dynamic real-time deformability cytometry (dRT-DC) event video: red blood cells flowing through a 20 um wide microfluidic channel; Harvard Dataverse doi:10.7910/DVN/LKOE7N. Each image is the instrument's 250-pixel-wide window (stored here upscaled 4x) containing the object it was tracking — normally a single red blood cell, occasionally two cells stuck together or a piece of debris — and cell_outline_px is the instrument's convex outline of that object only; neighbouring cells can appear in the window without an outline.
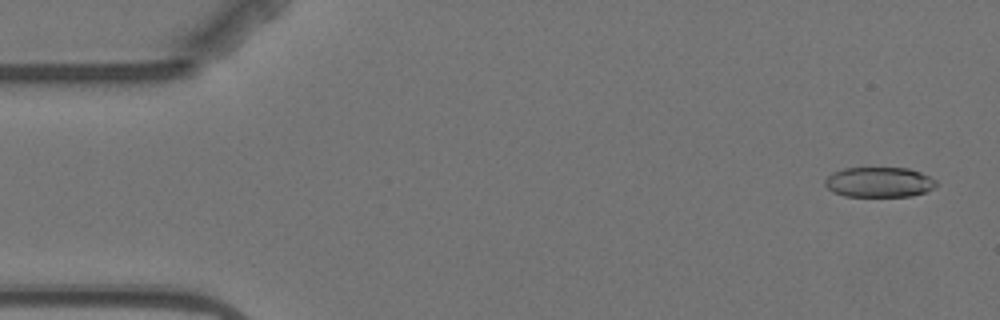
{"species": "Egyptian fruit bat (a non-hibernating species)", "species_latin": "Rousettus aegyptiacus", "temperature_condition": "warm", "stored_images_in_passage": 7, "camera_frame_rate_fps": 3000, "um_per_image_px": 0.085, "animal": {"sex": "female"}, "frame": {"image": 1, "passage_image": 1, "time_ms": 0.0, "image_size_px": [1000, 320], "cell_outline_px": [[936, 188], [912, 196], [844, 196], [832, 192], [824, 184], [824, 180], [832, 172], [844, 168], [908, 168], [920, 172], [936, 180]], "centroid_in_image_um": [74.71, 15.48], "position_along_channel_um": 10.3, "area_um2": 19.59}}
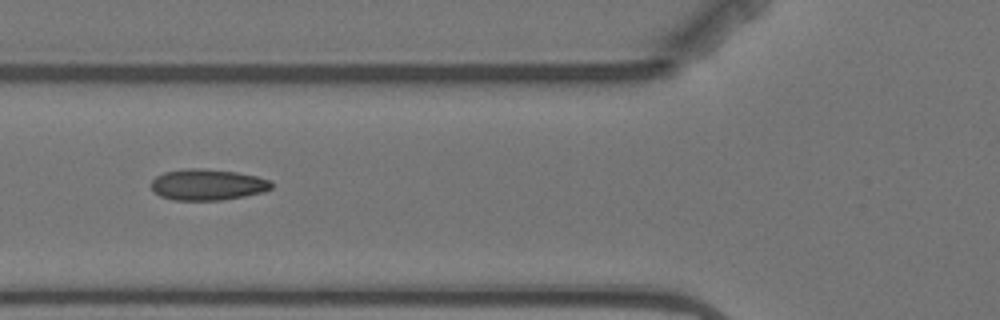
{"frame": {"image": 2, "passage_image": 6, "time_ms": 6.0, "image_size_px": [1000, 320], "cell_outline_px": [[272, 188], [264, 192], [244, 196], [220, 200], [172, 200], [160, 196], [152, 188], [152, 180], [156, 176], [164, 172], [188, 168], [200, 168], [236, 172], [256, 176], [268, 180], [272, 184]], "centroid_in_image_um": [17.63, 15.7], "position_along_channel_um": 108.2, "area_um2": 21.68}}
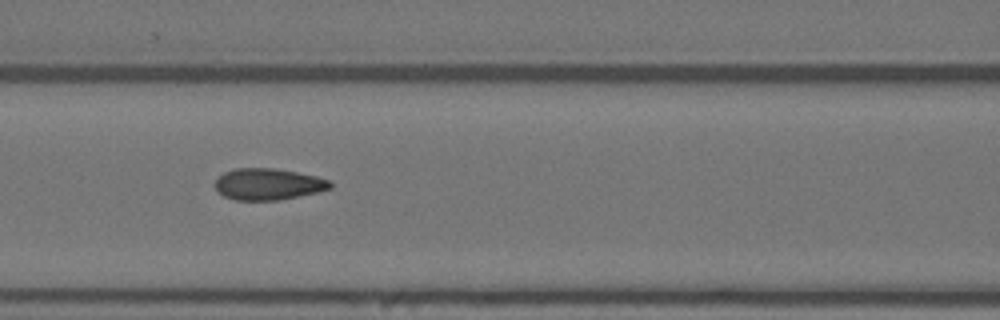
{"frame": {"image": 3, "passage_image": 7, "time_ms": 7.0, "image_size_px": [1000, 320], "cell_outline_px": [[332, 188], [320, 192], [280, 200], [236, 200], [224, 196], [216, 188], [216, 180], [224, 172], [236, 168], [272, 168], [296, 172], [316, 176], [328, 180], [332, 184]], "centroid_in_image_um": [22.83, 15.66], "position_along_channel_um": 143.8, "area_um2": 21.04}}